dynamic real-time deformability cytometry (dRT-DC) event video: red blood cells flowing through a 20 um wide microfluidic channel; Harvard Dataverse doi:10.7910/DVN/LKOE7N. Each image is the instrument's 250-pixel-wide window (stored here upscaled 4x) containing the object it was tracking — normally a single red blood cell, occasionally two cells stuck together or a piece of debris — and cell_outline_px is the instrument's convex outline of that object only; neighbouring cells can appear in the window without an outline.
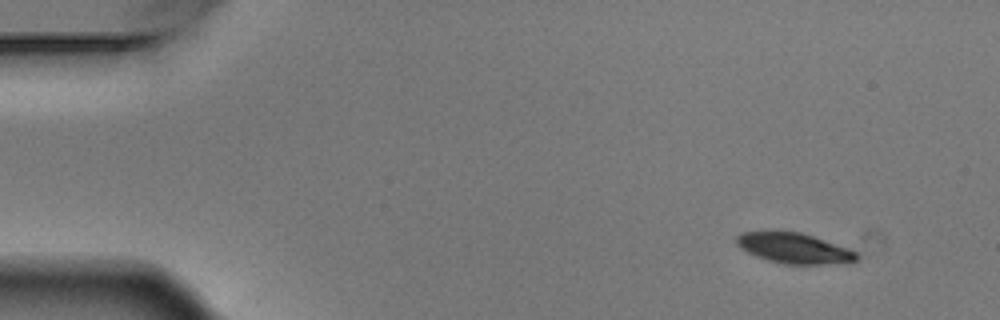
{"species": "Egyptian fruit bat (a non-hibernating species)", "species_latin": "Rousettus aegyptiacus", "temperature_condition": "warm", "stored_images_in_passage": 5, "segment_of_instrument_passage": [1, 2], "camera_frame_rate_fps": 3000, "um_per_image_px": 0.085, "animal": {"sex": "male"}, "frame": {"image": 1, "passage_image": 1, "time_ms": 0.0, "image_size_px": [1000, 320], "cell_outline_px": [[860, 260], [848, 264], [784, 264], [768, 260], [756, 256], [740, 248], [736, 244], [736, 236], [740, 232], [780, 228], [800, 232], [848, 248], [856, 252], [860, 256]], "centroid_in_image_um": [67.48, 21.06], "position_along_channel_um": 17.5, "area_um2": 22.2}}
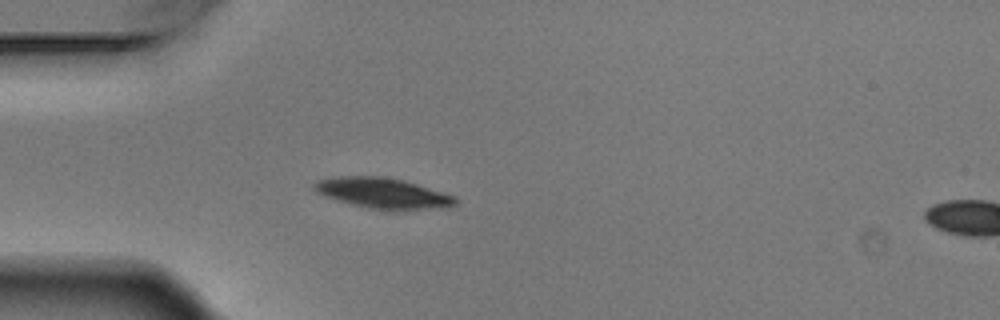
{"frame": {"image": 2, "passage_image": 4, "time_ms": 1.0, "image_size_px": [1000, 320], "cell_outline_px": [[456, 204], [448, 208], [404, 212], [388, 212], [368, 208], [336, 200], [324, 196], [316, 192], [312, 188], [312, 184], [316, 180], [344, 176], [380, 176], [404, 180], [456, 196]], "centroid_in_image_um": [32.6, 16.46], "position_along_channel_um": 52.4, "area_um2": 26.01}}